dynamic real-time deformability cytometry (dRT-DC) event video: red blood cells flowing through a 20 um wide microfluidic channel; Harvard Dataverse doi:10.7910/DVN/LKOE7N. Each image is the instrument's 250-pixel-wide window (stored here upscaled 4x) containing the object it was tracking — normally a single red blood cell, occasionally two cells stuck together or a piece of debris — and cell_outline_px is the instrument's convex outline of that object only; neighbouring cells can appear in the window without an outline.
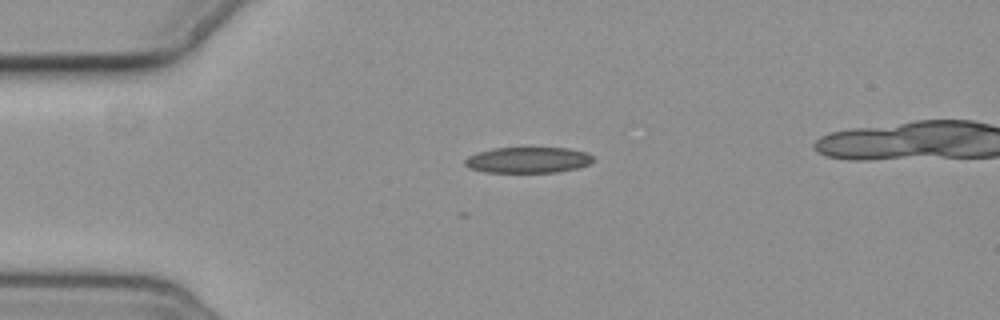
{"species": "common noctule bat (a hibernating species)", "species_latin": "Nyctalus noctula", "temperature_condition": "cold", "stored_images_in_passage": 3, "camera_frame_rate_fps": 3000, "um_per_image_px": 0.085, "animal": {"sex": "female", "body_mass_g": 19.3, "forearm_length_mm": 54.1}, "frame": {"image": 1, "passage_image": 1, "time_ms": 0.0, "image_size_px": [1000, 320], "cell_outline_px": [[596, 160], [580, 168], [556, 172], [484, 172], [468, 168], [464, 164], [464, 160], [468, 156], [476, 152], [492, 148], [568, 148], [588, 152]], "centroid_in_image_um": [44.88, 13.6], "position_along_channel_um": 40.1, "area_um2": 19.59}}
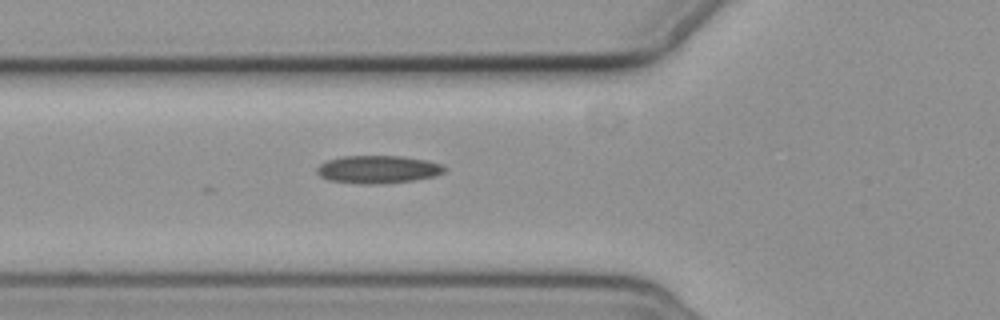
{"frame": {"image": 2, "passage_image": 3, "time_ms": 2.333, "image_size_px": [1000, 320], "cell_outline_px": [[448, 168], [444, 172], [432, 176], [412, 180], [376, 184], [360, 184], [328, 180], [320, 176], [316, 172], [316, 168], [320, 164], [328, 160], [344, 156], [400, 156], [428, 160], [444, 164]], "centroid_in_image_um": [32.13, 14.39], "position_along_channel_um": 93.7, "area_um2": 20.69}}